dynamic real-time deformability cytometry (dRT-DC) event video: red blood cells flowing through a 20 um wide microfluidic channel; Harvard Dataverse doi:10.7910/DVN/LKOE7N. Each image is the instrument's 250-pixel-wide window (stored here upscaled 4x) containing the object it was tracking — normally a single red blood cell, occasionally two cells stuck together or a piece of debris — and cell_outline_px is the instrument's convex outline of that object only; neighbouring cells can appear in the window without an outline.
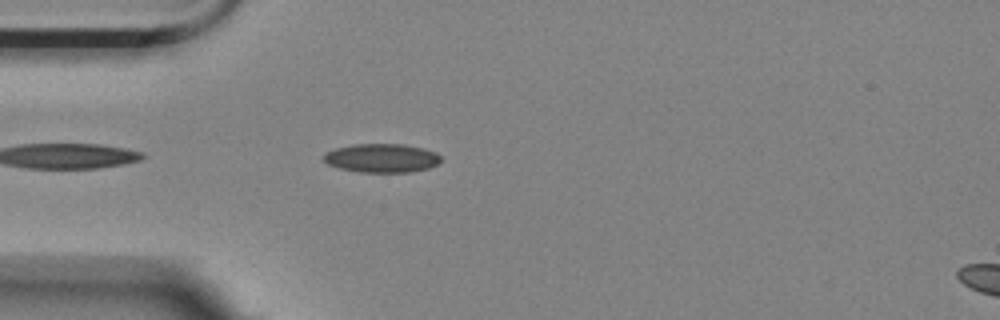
{"species": "Egyptian fruit bat (a non-hibernating species)", "species_latin": "Rousettus aegyptiacus", "temperature_condition": "room temperature", "stored_images_in_passage": 26, "camera_frame_rate_fps": 3000, "um_per_image_px": 0.085, "animal": {"sex": "female"}, "frame": {"image": 1, "passage_image": 1, "time_ms": 0.0, "image_size_px": [1000, 320], "cell_outline_px": [[444, 160], [428, 168], [412, 172], [360, 172], [340, 168], [328, 164], [324, 160], [324, 152], [336, 148], [356, 144], [400, 144], [424, 148], [436, 152]], "centroid_in_image_um": [32.47, 13.43], "position_along_channel_um": 52.5, "area_um2": 19.65}}
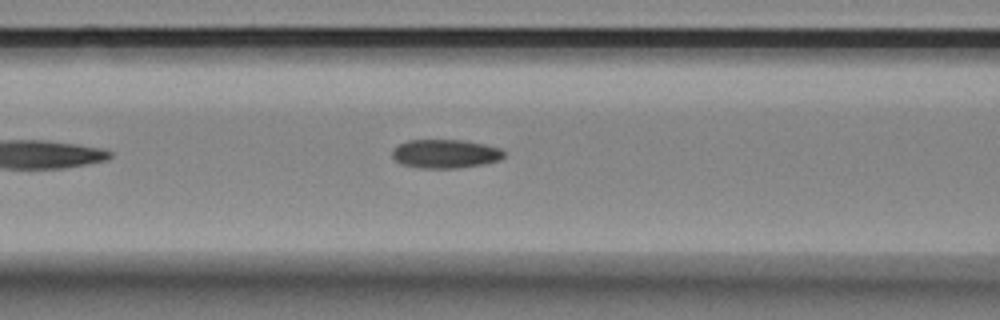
{"frame": {"image": 2, "passage_image": 8, "time_ms": 2.333, "image_size_px": [1000, 320], "cell_outline_px": [[504, 156], [500, 160], [484, 164], [460, 168], [416, 168], [400, 164], [392, 156], [392, 152], [400, 144], [408, 140], [460, 140], [484, 144], [500, 148], [504, 152]], "centroid_in_image_um": [37.86, 13.08], "position_along_channel_um": 128.7, "area_um2": 18.73}}
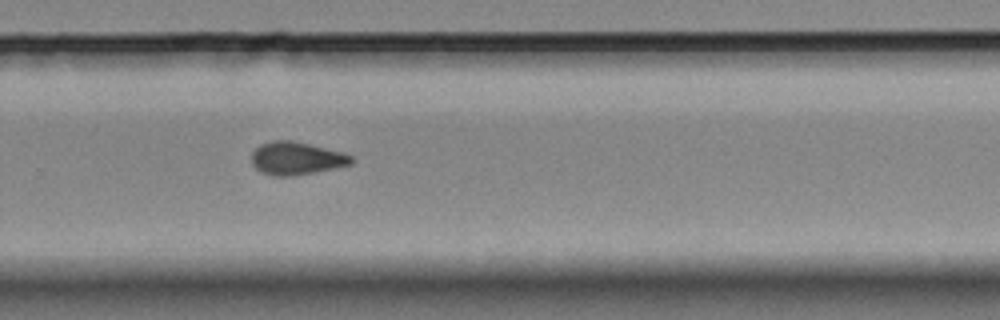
{"frame": {"image": 3, "passage_image": 23, "time_ms": 7.333, "image_size_px": [1000, 320], "cell_outline_px": [[356, 160], [352, 164], [336, 168], [316, 172], [292, 176], [272, 176], [260, 172], [252, 164], [252, 152], [260, 144], [272, 140], [292, 140], [340, 152], [352, 156]], "centroid_in_image_um": [25.18, 13.47], "position_along_channel_um": 304.6, "area_um2": 19.19}}